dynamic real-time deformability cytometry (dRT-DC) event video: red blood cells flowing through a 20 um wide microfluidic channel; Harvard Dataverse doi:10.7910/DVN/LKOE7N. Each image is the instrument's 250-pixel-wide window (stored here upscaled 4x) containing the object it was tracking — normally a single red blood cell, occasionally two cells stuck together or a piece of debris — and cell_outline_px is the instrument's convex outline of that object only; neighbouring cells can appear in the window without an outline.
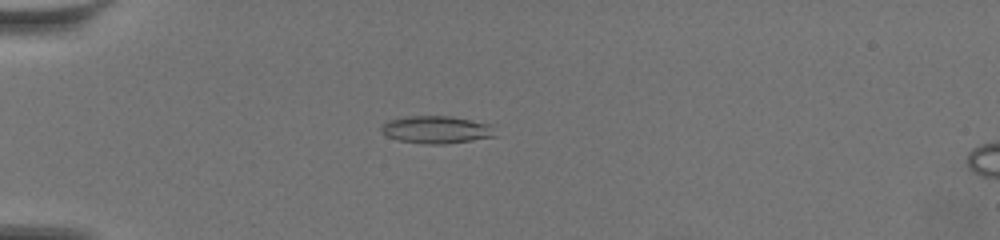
{"species": "common noctule bat (a hibernating species)", "species_latin": "Nyctalus noctula", "temperature_condition": "warm", "stored_images_in_passage": 8, "camera_frame_rate_fps": 3000, "um_per_image_px": 0.085, "animal": {"sex": "female", "body_mass_g": 19.5, "forearm_length_mm": 54.1}, "frame": {"image": 1, "passage_image": 6, "time_ms": 1.667, "image_size_px": [1000, 240], "cell_outline_px": [[496, 136], [472, 140], [444, 144], [424, 144], [400, 140], [388, 136], [380, 128], [388, 120], [404, 116], [452, 116], [488, 124]], "centroid_in_image_um": [37.06, 11.01], "position_along_channel_um": 47.9, "area_um2": 17.92}}
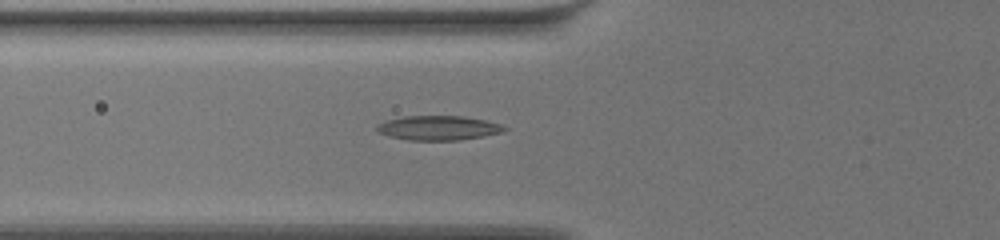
{"frame": {"image": 2, "passage_image": 8, "time_ms": 2.333, "image_size_px": [1000, 240], "cell_outline_px": [[508, 128], [500, 132], [484, 136], [460, 140], [408, 140], [388, 136], [380, 132], [376, 128], [380, 124], [388, 120], [404, 116], [460, 116], [484, 120], [500, 124]], "centroid_in_image_um": [37.27, 10.88], "position_along_channel_um": 88.5, "area_um2": 17.86}}